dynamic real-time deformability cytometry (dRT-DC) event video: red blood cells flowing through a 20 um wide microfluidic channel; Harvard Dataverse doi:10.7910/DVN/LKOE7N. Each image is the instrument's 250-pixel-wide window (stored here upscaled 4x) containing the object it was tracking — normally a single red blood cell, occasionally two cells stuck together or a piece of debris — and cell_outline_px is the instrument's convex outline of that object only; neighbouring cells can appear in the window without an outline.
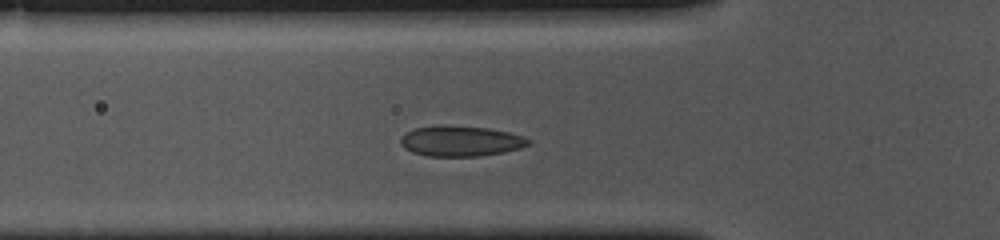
{"species": "common noctule bat (a hibernating species)", "species_latin": "Nyctalus noctula", "temperature_condition": "cold", "stored_images_in_passage": 46, "camera_frame_rate_fps": 3000, "um_per_image_px": 0.085, "animal": {"sex": "female", "body_mass_g": 10.0, "forearm_length_mm": 53.1}, "frame": {"image": 1, "passage_image": 13, "time_ms": 4.0, "image_size_px": [1000, 240], "cell_outline_px": [[532, 140], [528, 144], [520, 148], [504, 152], [480, 156], [428, 156], [412, 152], [404, 148], [400, 144], [400, 140], [408, 132], [416, 128], [440, 124], [488, 128], [508, 132], [524, 136]], "centroid_in_image_um": [39.17, 11.98], "position_along_channel_um": 86.6, "area_um2": 22.72}}
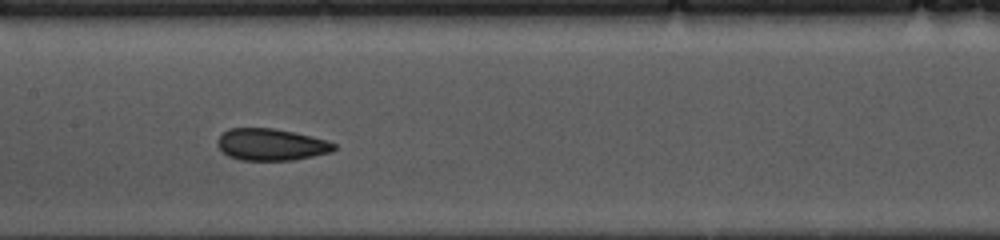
{"frame": {"image": 2, "passage_image": 21, "time_ms": 6.667, "image_size_px": [1000, 240], "cell_outline_px": [[336, 148], [332, 152], [292, 160], [240, 160], [228, 156], [216, 144], [216, 140], [228, 128], [272, 128], [312, 136], [328, 140], [336, 144]], "centroid_in_image_um": [23.05, 12.28], "position_along_channel_um": 184.4, "area_um2": 21.62}}
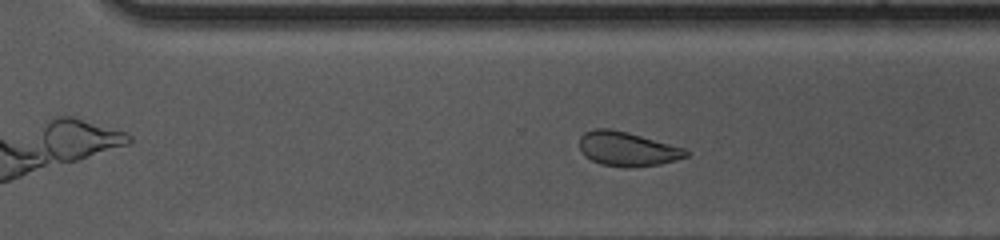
{"frame": {"image": 3, "passage_image": 32, "time_ms": 10.333, "image_size_px": [1000, 240], "cell_outline_px": [[692, 152], [688, 156], [676, 160], [660, 164], [632, 168], [600, 164], [584, 156], [580, 152], [580, 136], [584, 132], [596, 128], [608, 128], [628, 132], [684, 148]], "centroid_in_image_um": [53.32, 12.66], "position_along_channel_um": 317.3, "area_um2": 21.44}, "authors_computed_cell_mechanics": {"area_um2": 22.3975, "velocity_mm_per_s": 3.6391, "shape_relaxation_time_tau1_ms": 7.4881, "shape_relaxation_time_tau2_ms": 2.4719, "deformation_change_tau1": 0.1364, "deformation_change_tau2": 0.0632}}